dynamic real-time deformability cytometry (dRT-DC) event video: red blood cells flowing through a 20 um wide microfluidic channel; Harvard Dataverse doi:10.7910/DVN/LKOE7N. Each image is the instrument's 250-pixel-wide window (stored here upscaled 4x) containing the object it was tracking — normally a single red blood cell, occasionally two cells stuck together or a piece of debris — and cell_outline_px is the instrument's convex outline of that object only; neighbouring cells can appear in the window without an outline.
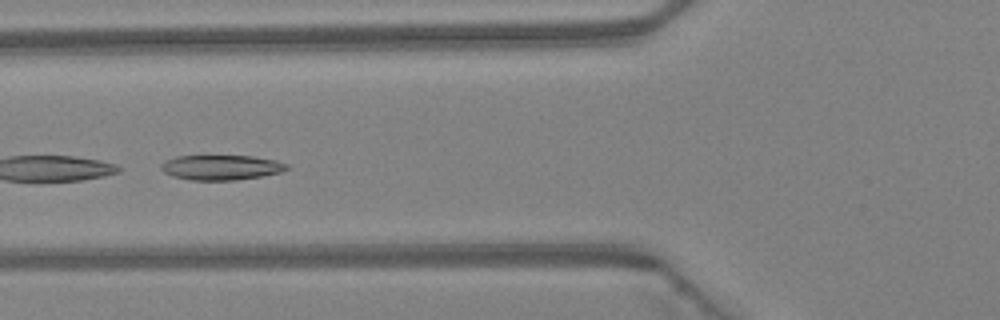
{"species": "Egyptian fruit bat (a non-hibernating species)", "species_latin": "Rousettus aegyptiacus", "temperature_condition": "warm", "stored_images_in_passage": 21, "camera_frame_rate_fps": 3000, "um_per_image_px": 0.085, "animal": {"sex": "female"}, "frame": {"image": 1, "passage_image": 18, "time_ms": 5.667, "image_size_px": [1000, 320], "cell_outline_px": [[288, 168], [280, 172], [264, 176], [236, 180], [192, 180], [172, 176], [164, 172], [160, 168], [160, 164], [176, 156], [252, 156], [276, 160], [288, 164]], "centroid_in_image_um": [18.81, 14.23], "position_along_channel_um": 107.0, "area_um2": 18.26}}